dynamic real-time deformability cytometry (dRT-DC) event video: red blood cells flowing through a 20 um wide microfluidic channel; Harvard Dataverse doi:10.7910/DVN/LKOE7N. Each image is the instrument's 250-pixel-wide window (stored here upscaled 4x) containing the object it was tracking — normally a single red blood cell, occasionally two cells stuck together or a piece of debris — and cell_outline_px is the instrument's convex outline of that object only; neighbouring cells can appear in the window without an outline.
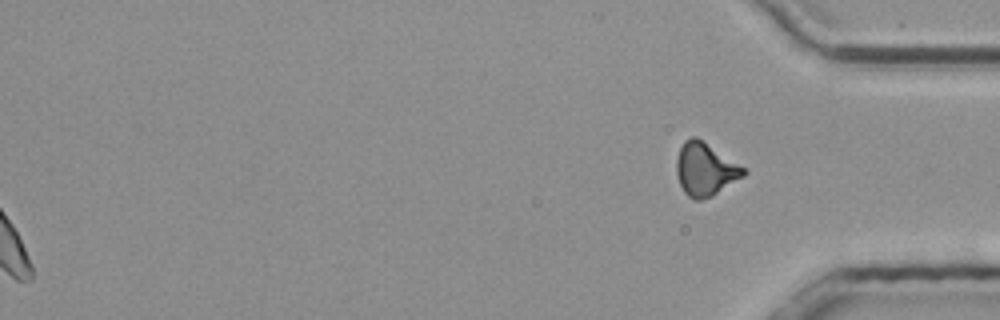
{"species": "common noctule bat (a hibernating species)", "species_latin": "Nyctalus noctula", "temperature_condition": "room temperature", "stored_images_in_passage": 51, "segment_of_instrument_passage": [2, 2], "camera_frame_rate_fps": 3000, "um_per_image_px": 0.085, "animal": {"sex": "male", "body_mass_g": 20.4}, "frame": {"image": 1, "passage_image": 51, "time_ms": 16.667, "image_size_px": [1000, 320], "cell_outline_px": [[748, 172], [744, 176], [712, 196], [700, 200], [696, 200], [688, 196], [684, 192], [680, 184], [676, 172], [676, 160], [680, 148], [684, 140], [692, 136], [696, 136], [744, 168]], "centroid_in_image_um": [59.92, 14.39], "position_along_channel_um": 375.3, "area_um2": 20.46}}